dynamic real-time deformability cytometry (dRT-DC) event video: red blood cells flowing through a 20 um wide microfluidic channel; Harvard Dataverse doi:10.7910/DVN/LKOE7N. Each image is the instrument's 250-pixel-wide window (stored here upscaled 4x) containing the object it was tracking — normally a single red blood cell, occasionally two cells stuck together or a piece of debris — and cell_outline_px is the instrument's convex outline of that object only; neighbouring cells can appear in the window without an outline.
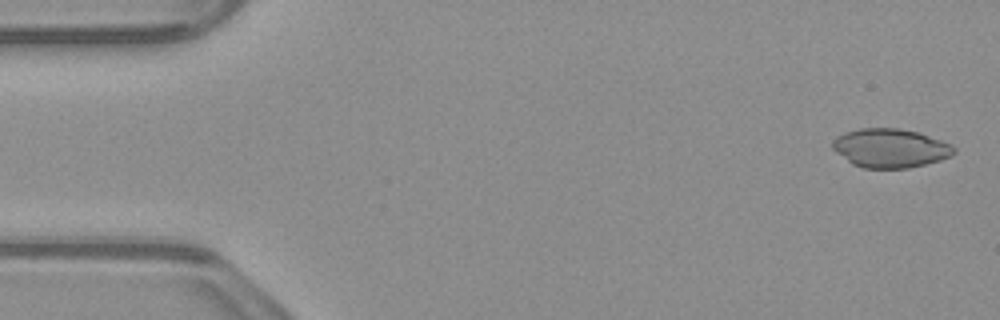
{"species": "common noctule bat (a hibernating species)", "species_latin": "Nyctalus noctula", "temperature_condition": "warm", "stored_images_in_passage": 53, "camera_frame_rate_fps": 3000, "um_per_image_px": 0.085, "animal": {"sex": "male", "body_mass_g": 23.1, "forearm_length_mm": 52.7}, "frame": {"image": 1, "passage_image": 2, "time_ms": 0.333, "image_size_px": [1000, 320], "cell_outline_px": [[956, 152], [952, 156], [940, 160], [908, 168], [864, 168], [852, 164], [836, 152], [832, 148], [832, 140], [836, 136], [844, 132], [860, 128], [900, 128], [920, 132], [952, 144], [956, 148]], "centroid_in_image_um": [75.69, 12.58], "position_along_channel_um": 9.3, "area_um2": 27.8}}
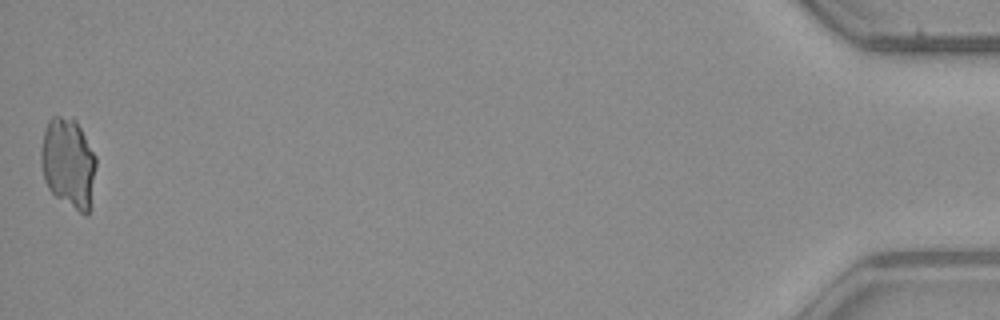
{"frame": {"image": 2, "passage_image": 53, "time_ms": 17.333, "image_size_px": [1000, 320], "cell_outline_px": [[96, 164], [92, 208], [88, 216], [84, 216], [56, 196], [48, 188], [44, 180], [40, 164], [40, 148], [44, 132], [48, 120], [52, 116], [72, 116], [76, 120], [96, 156]], "centroid_in_image_um": [5.82, 13.88], "position_along_channel_um": 429.4, "area_um2": 29.59}}